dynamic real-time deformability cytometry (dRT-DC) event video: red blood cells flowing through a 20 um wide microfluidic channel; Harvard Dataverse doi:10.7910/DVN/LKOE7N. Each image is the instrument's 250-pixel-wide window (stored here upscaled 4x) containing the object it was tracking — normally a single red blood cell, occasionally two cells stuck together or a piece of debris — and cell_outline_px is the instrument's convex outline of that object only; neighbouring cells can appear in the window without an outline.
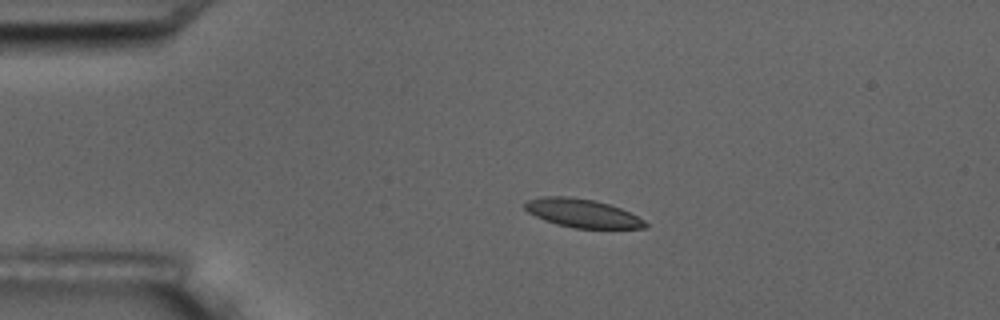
{"species": "common noctule bat (a hibernating species)", "species_latin": "Nyctalus noctula", "temperature_condition": "room temperature", "stored_images_in_passage": 3, "camera_frame_rate_fps": 3000, "um_per_image_px": 0.085, "animal": {"sex": "male", "body_mass_g": 17.5, "forearm_length_mm": 52.3}, "frame": {"image": 1, "passage_image": 2, "time_ms": 1.0, "image_size_px": [1000, 320], "cell_outline_px": [[648, 224], [644, 228], [576, 228], [556, 224], [544, 220], [528, 212], [524, 208], [524, 204], [528, 200], [540, 196], [572, 196], [596, 200], [620, 208], [644, 220]], "centroid_in_image_um": [49.46, 18.11], "position_along_channel_um": 35.5, "area_um2": 19.94}}